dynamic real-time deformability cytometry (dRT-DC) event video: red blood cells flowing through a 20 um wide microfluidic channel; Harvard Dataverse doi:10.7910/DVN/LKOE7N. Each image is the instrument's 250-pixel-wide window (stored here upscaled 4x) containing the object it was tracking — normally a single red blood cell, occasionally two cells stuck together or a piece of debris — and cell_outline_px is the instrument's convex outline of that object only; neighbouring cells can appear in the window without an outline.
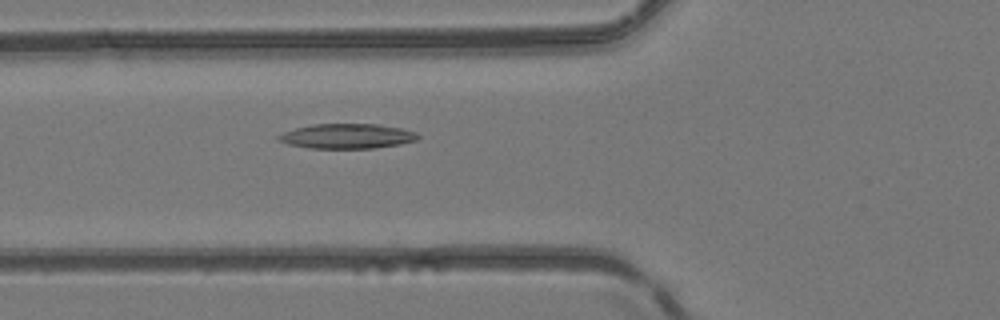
{"species": "common noctule bat (a hibernating species)", "species_latin": "Nyctalus noctula", "temperature_condition": "room temperature", "stored_images_in_passage": 39, "camera_frame_rate_fps": 3000, "um_per_image_px": 0.085, "animal": {"sex": "female", "body_mass_g": 24.6, "forearm_length_mm": 56.2}, "frame": {"image": 1, "passage_image": 8, "time_ms": 2.333, "image_size_px": [1000, 320], "cell_outline_px": [[420, 136], [416, 140], [400, 144], [372, 148], [308, 148], [288, 144], [276, 140], [276, 136], [284, 132], [296, 128], [316, 124], [376, 124], [400, 128], [416, 132]], "centroid_in_image_um": [29.48, 11.57], "position_along_channel_um": 96.3, "area_um2": 20.06}}
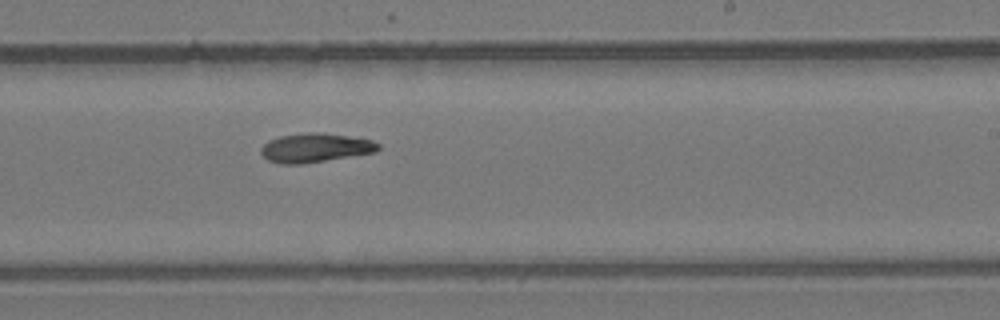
{"frame": {"image": 2, "passage_image": 20, "time_ms": 6.333, "image_size_px": [1000, 320], "cell_outline_px": [[380, 148], [376, 152], [300, 164], [280, 164], [268, 160], [260, 152], [260, 148], [268, 140], [280, 136], [308, 132], [316, 132], [348, 136], [372, 140], [380, 144]], "centroid_in_image_um": [26.78, 12.56], "position_along_channel_um": 262.2, "area_um2": 19.71}}
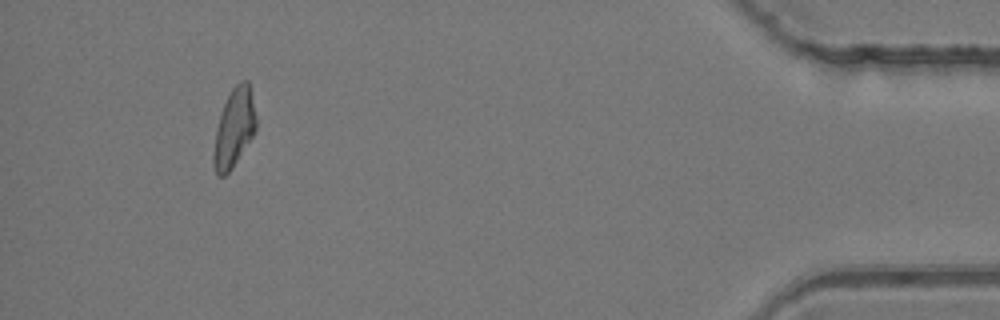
{"frame": {"image": 3, "passage_image": 36, "time_ms": 11.667, "image_size_px": [1000, 320], "cell_outline_px": [[256, 128], [252, 136], [232, 168], [224, 176], [216, 176], [212, 164], [212, 156], [216, 128], [220, 112], [232, 88], [240, 80], [248, 80], [256, 120]], "centroid_in_image_um": [19.85, 10.91], "position_along_channel_um": 415.3, "area_um2": 19.31}, "authors_computed_cell_mechanics": {"area_um2": 19.7098, "velocity_mm_per_s": 4.1375, "shape_relaxation_time_tau1_ms": 7.2311, "shape_relaxation_time_tau2_ms": null, "deformation_change_tau1": 0.187, "deformation_change_tau2": null}}